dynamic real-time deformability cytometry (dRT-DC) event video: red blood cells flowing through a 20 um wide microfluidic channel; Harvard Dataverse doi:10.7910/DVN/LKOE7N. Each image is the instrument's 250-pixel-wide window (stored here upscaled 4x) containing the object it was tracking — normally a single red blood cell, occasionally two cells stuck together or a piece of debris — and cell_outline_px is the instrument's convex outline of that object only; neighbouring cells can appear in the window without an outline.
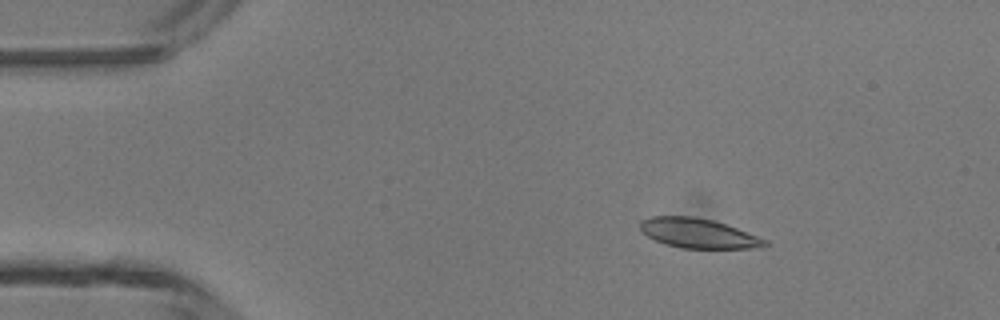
{"species": "common noctule bat (a hibernating species)", "species_latin": "Nyctalus noctula", "temperature_condition": "room temperature", "stored_images_in_passage": 6, "camera_frame_rate_fps": 3000, "um_per_image_px": 0.085, "animal": {"sex": "male", "body_mass_g": 13.3}, "frame": {"image": 1, "passage_image": 3, "time_ms": 2.333, "image_size_px": [1000, 320], "cell_outline_px": [[768, 244], [764, 248], [680, 248], [664, 244], [640, 232], [640, 220], [652, 216], [692, 216], [712, 220], [736, 228], [768, 240]], "centroid_in_image_um": [59.33, 19.83], "position_along_channel_um": 25.7, "area_um2": 21.56}}
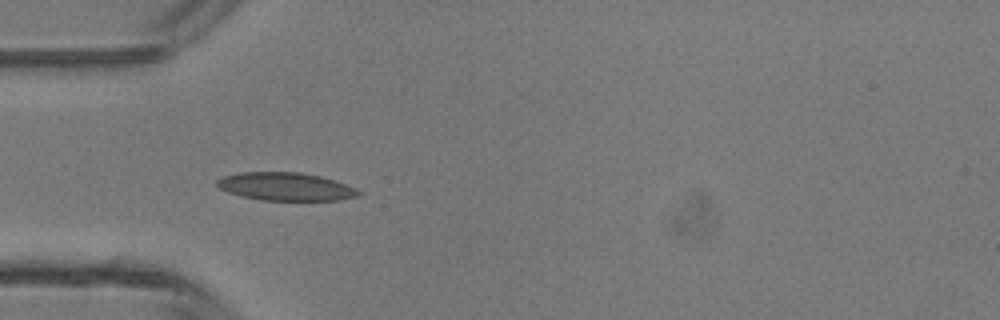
{"frame": {"image": 2, "passage_image": 5, "time_ms": 4.667, "image_size_px": [1000, 320], "cell_outline_px": [[360, 196], [340, 200], [260, 200], [240, 196], [228, 192], [220, 188], [216, 184], [216, 180], [224, 176], [240, 172], [300, 172], [320, 176], [336, 180], [356, 188], [360, 192]], "centroid_in_image_um": [24.3, 15.86], "position_along_channel_um": 60.7, "area_um2": 23.24}}
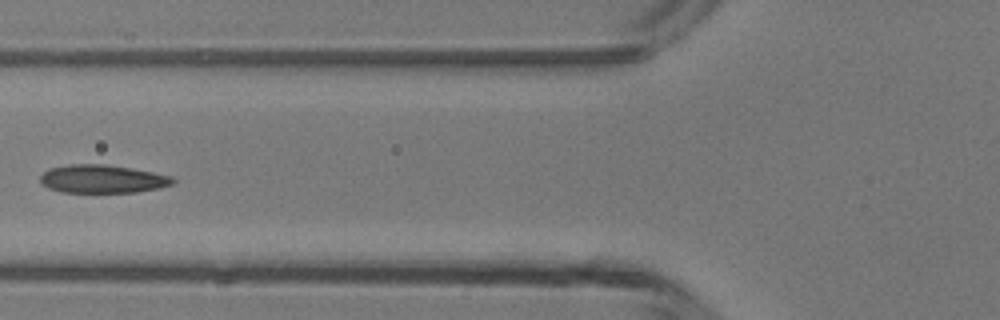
{"frame": {"image": 3, "passage_image": 6, "time_ms": 6.0, "image_size_px": [1000, 320], "cell_outline_px": [[176, 180], [172, 184], [160, 188], [136, 192], [60, 192], [48, 188], [40, 184], [40, 176], [48, 168], [72, 164], [104, 164], [132, 168], [172, 176]], "centroid_in_image_um": [8.69, 15.21], "position_along_channel_um": 117.1, "area_um2": 21.91}}